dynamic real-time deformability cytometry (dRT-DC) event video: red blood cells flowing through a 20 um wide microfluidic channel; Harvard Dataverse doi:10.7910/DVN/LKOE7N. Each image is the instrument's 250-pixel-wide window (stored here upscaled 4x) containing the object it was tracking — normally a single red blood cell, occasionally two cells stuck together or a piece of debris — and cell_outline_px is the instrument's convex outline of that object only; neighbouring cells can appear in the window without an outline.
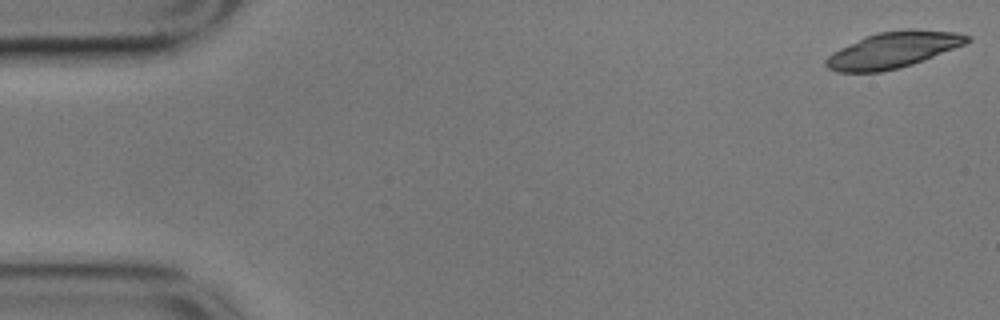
{"species": "common noctule bat (a hibernating species)", "species_latin": "Nyctalus noctula", "temperature_condition": "cold", "stored_images_in_passage": 16, "camera_frame_rate_fps": 3000, "um_per_image_px": 0.085, "animal": {"sex": "male", "body_mass_g": 17.9}, "frame": {"image": 1, "passage_image": 1, "time_ms": 0.0, "image_size_px": [1000, 320], "cell_outline_px": [[972, 40], [964, 44], [912, 64], [880, 72], [840, 72], [828, 68], [824, 64], [824, 60], [828, 56], [840, 48], [864, 36], [880, 32], [908, 28], [916, 28], [956, 32], [972, 36]], "centroid_in_image_um": [75.92, 4.22], "position_along_channel_um": 9.1, "area_um2": 29.54}}